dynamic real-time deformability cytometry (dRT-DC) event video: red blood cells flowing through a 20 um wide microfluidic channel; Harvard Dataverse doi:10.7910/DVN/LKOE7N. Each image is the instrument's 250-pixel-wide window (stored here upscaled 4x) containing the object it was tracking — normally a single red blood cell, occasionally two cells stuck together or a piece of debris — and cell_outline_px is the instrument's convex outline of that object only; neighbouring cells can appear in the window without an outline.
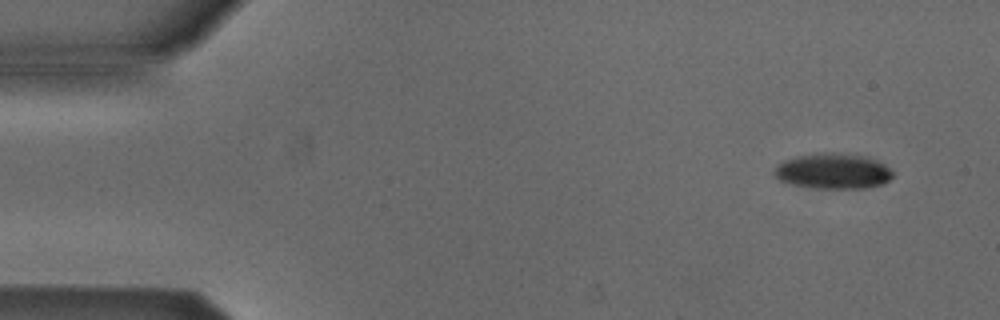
{"species": "Egyptian fruit bat (a non-hibernating species)", "species_latin": "Rousettus aegyptiacus", "temperature_condition": "cold", "stored_images_in_passage": 4, "camera_frame_rate_fps": 3000, "um_per_image_px": 0.085, "animal": {"sex": "male"}, "frame": {"image": 1, "passage_image": 1, "time_ms": 0.0, "image_size_px": [1000, 320], "cell_outline_px": [[892, 176], [888, 180], [880, 184], [864, 188], [816, 188], [792, 184], [780, 180], [776, 176], [776, 168], [784, 160], [796, 156], [828, 152], [832, 152], [868, 156], [884, 164], [892, 172]], "centroid_in_image_um": [70.83, 14.53], "position_along_channel_um": 14.2, "area_um2": 24.1}}
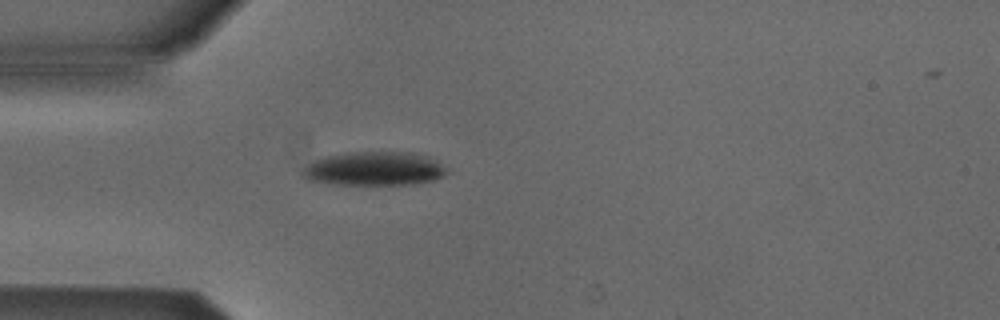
{"frame": {"image": 2, "passage_image": 4, "time_ms": 1.0, "image_size_px": [1000, 320], "cell_outline_px": [[448, 172], [444, 176], [436, 180], [412, 184], [332, 184], [308, 180], [304, 176], [304, 168], [308, 164], [316, 160], [328, 156], [348, 152], [412, 152], [428, 156], [436, 160], [448, 168]], "centroid_in_image_um": [31.9, 14.34], "position_along_channel_um": 53.1, "area_um2": 28.38}}